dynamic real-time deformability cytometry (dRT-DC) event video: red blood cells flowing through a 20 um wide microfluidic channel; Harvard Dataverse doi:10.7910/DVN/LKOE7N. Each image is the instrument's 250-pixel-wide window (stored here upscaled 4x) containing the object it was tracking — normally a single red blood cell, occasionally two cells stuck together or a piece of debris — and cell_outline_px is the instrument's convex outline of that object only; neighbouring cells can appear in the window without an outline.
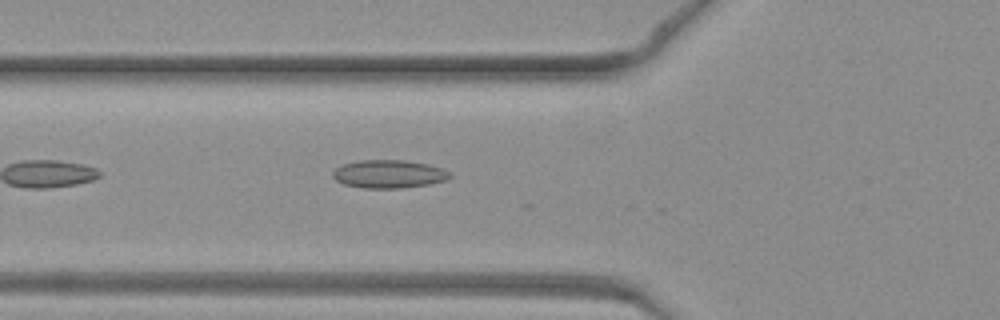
{"species": "common noctule bat (a hibernating species)", "species_latin": "Nyctalus noctula", "temperature_condition": "warm", "stored_images_in_passage": 21, "camera_frame_rate_fps": 3000, "um_per_image_px": 0.085, "animal": {"sex": "female", "body_mass_g": 19.3, "forearm_length_mm": 54.1}, "frame": {"image": 1, "passage_image": 4, "time_ms": 1.0, "image_size_px": [1000, 320], "cell_outline_px": [[452, 176], [448, 180], [428, 184], [400, 188], [364, 188], [344, 184], [336, 180], [332, 176], [332, 172], [336, 168], [344, 164], [356, 160], [404, 160], [428, 164], [444, 168], [452, 172]], "centroid_in_image_um": [33.09, 14.78], "position_along_channel_um": 92.7, "area_um2": 19.36}}
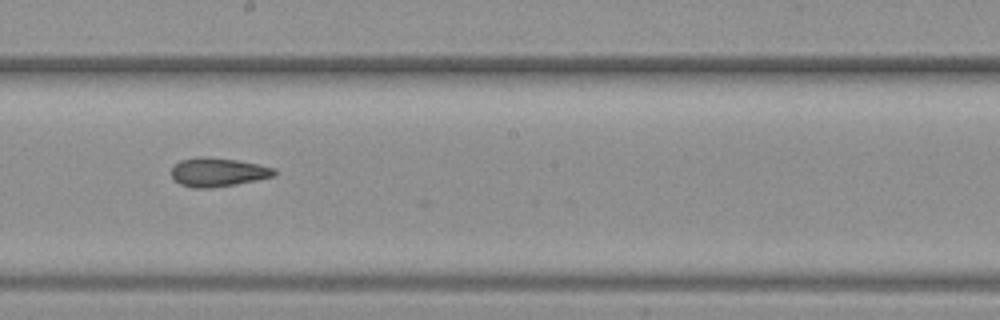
{"frame": {"image": 2, "passage_image": 13, "time_ms": 4.0, "image_size_px": [1000, 320], "cell_outline_px": [[276, 176], [236, 184], [208, 188], [192, 188], [180, 184], [172, 176], [172, 168], [180, 160], [196, 156], [204, 156], [236, 160], [276, 168]], "centroid_in_image_um": [18.53, 14.63], "position_along_channel_um": 229.7, "area_um2": 17.22}}
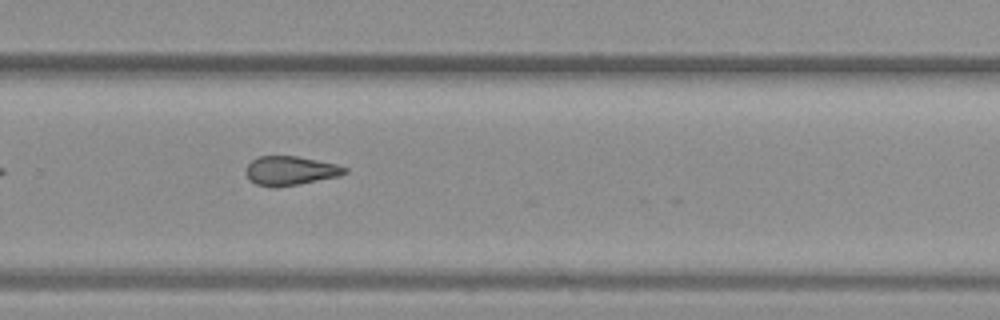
{"frame": {"image": 3, "passage_image": 18, "time_ms": 5.667, "image_size_px": [1000, 320], "cell_outline_px": [[348, 172], [340, 176], [300, 184], [276, 188], [272, 188], [256, 184], [244, 172], [244, 168], [252, 160], [260, 156], [296, 156], [336, 164], [348, 168]], "centroid_in_image_um": [24.68, 14.52], "position_along_channel_um": 305.1, "area_um2": 16.88}}